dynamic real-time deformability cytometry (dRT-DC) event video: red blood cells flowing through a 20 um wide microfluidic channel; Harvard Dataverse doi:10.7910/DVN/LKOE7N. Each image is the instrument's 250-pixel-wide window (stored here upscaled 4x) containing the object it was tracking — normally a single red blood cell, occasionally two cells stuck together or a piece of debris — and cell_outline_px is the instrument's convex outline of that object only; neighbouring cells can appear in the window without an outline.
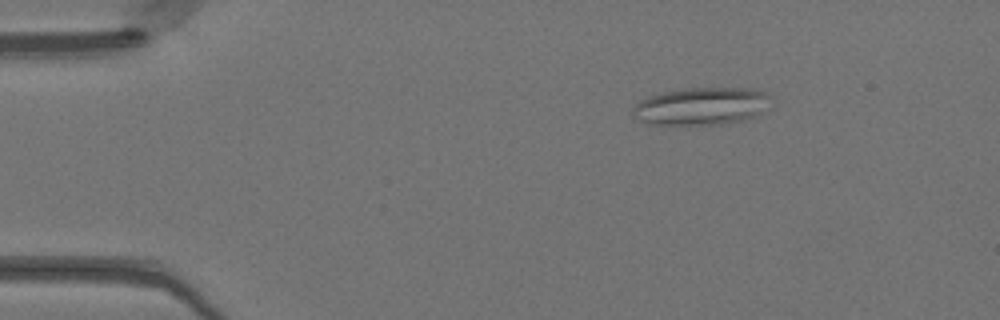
{"species": "Egyptian fruit bat (a non-hibernating species)", "species_latin": "Rousettus aegyptiacus", "temperature_condition": "warm", "stored_images_in_passage": 42, "camera_frame_rate_fps": 3000, "um_per_image_px": 0.085, "animal": {"sex": "female"}, "frame": {"image": 1, "passage_image": 3, "time_ms": 0.667, "image_size_px": [1000, 320], "cell_outline_px": [[768, 96], [760, 116], [744, 120], [720, 124], [648, 124], [636, 120], [632, 116], [632, 108], [640, 100], [648, 96], [660, 92], [684, 88], [752, 88], [764, 92]], "centroid_in_image_um": [59.53, 9.03], "position_along_channel_um": 25.5, "area_um2": 30.23}}
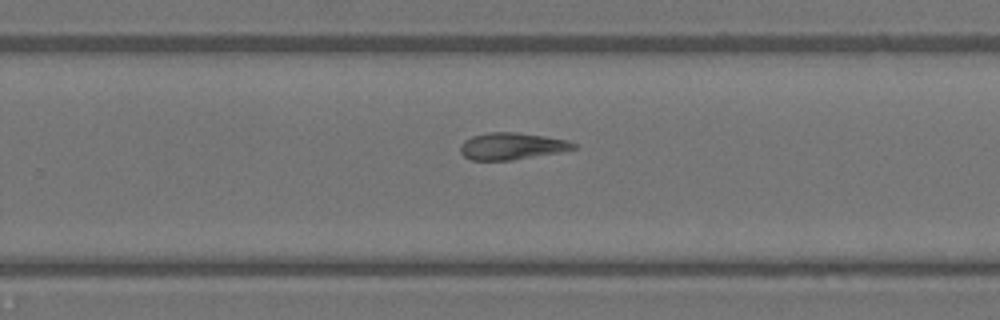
{"frame": {"image": 2, "passage_image": 27, "time_ms": 8.667, "image_size_px": [1000, 320], "cell_outline_px": [[576, 148], [560, 152], [512, 160], [472, 160], [464, 156], [460, 152], [460, 144], [464, 140], [472, 136], [488, 132], [516, 132], [544, 136], [568, 140], [576, 144]], "centroid_in_image_um": [43.48, 12.42], "position_along_channel_um": 286.3, "area_um2": 17.74}}
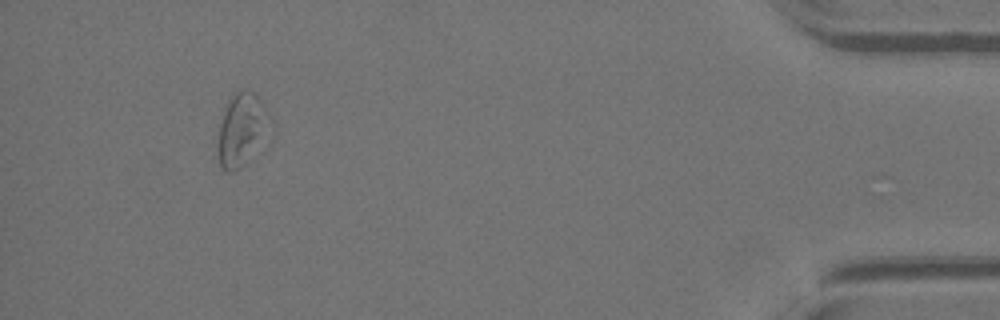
{"frame": {"image": 3, "passage_image": 41, "time_ms": 13.333, "image_size_px": [1000, 320], "cell_outline_px": [[276, 136], [268, 148], [240, 168], [232, 172], [228, 172], [220, 164], [220, 124], [228, 100], [232, 92], [248, 88], [260, 100], [276, 124]], "centroid_in_image_um": [20.78, 11.06], "position_along_channel_um": 414.4, "area_um2": 23.93}}